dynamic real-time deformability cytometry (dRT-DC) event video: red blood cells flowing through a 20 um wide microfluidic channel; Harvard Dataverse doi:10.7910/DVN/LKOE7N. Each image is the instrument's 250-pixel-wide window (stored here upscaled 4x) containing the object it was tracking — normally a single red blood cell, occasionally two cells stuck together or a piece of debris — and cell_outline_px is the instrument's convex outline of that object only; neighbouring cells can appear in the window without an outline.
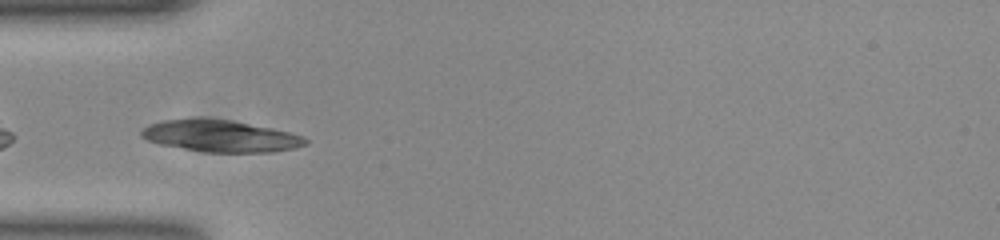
{"species": "common noctule bat (a hibernating species)", "species_latin": "Nyctalus noctula", "temperature_condition": "room temperature", "stored_images_in_passage": 30, "camera_frame_rate_fps": 3000, "um_per_image_px": 0.085, "animal": {"sex": "female", "body_mass_g": 23.0, "forearm_length_mm": 53.4}, "frame": {"image": 1, "passage_image": 2, "time_ms": 0.333, "image_size_px": [1000, 240], "cell_outline_px": [[308, 140], [304, 144], [292, 148], [268, 152], [204, 152], [160, 144], [148, 140], [140, 136], [140, 132], [144, 128], [152, 124], [164, 120], [228, 120], [288, 132], [300, 136]], "centroid_in_image_um": [18.7, 11.59], "position_along_channel_um": 66.3, "area_um2": 29.07}}
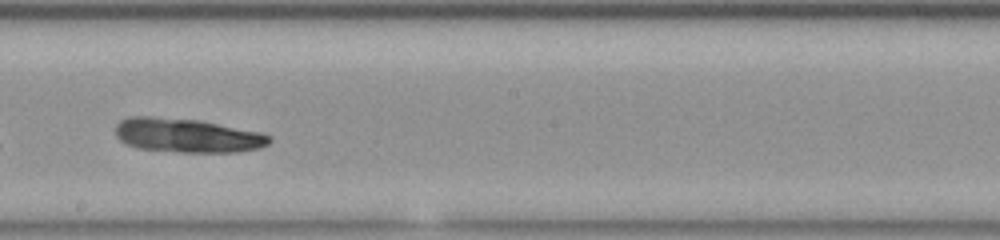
{"frame": {"image": 2, "passage_image": 15, "time_ms": 4.667, "image_size_px": [1000, 240], "cell_outline_px": [[272, 140], [268, 144], [260, 148], [236, 152], [180, 152], [140, 148], [128, 144], [120, 140], [116, 136], [116, 124], [120, 120], [128, 116], [152, 116], [196, 120], [260, 132], [268, 136]], "centroid_in_image_um": [15.88, 11.51], "position_along_channel_um": 232.3, "area_um2": 30.29}}
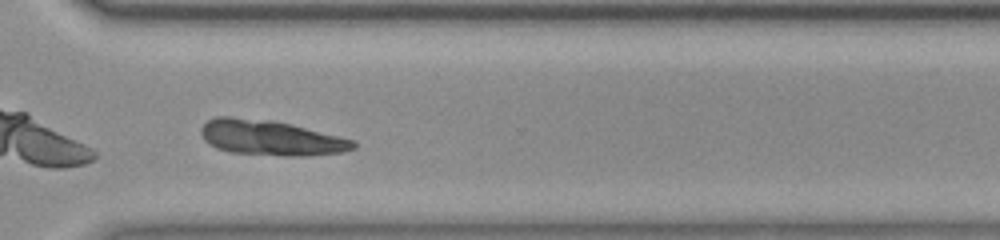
{"frame": {"image": 3, "passage_image": 24, "time_ms": 7.667, "image_size_px": [1000, 240], "cell_outline_px": [[356, 148], [340, 152], [304, 156], [292, 156], [232, 152], [220, 148], [212, 144], [200, 132], [200, 128], [208, 120], [216, 116], [232, 116], [292, 124], [352, 140], [356, 144]], "centroid_in_image_um": [23.01, 11.7], "position_along_channel_um": 347.6, "area_um2": 30.35}, "authors_computed_cell_mechanics": {"area_um2": 29.189, "velocity_mm_per_s": 3.8383, "shape_relaxation_time_tau1_ms": 2.1198, "shape_relaxation_time_tau2_ms": null, "deformation_change_tau1": 0.081, "deformation_change_tau2": null}}